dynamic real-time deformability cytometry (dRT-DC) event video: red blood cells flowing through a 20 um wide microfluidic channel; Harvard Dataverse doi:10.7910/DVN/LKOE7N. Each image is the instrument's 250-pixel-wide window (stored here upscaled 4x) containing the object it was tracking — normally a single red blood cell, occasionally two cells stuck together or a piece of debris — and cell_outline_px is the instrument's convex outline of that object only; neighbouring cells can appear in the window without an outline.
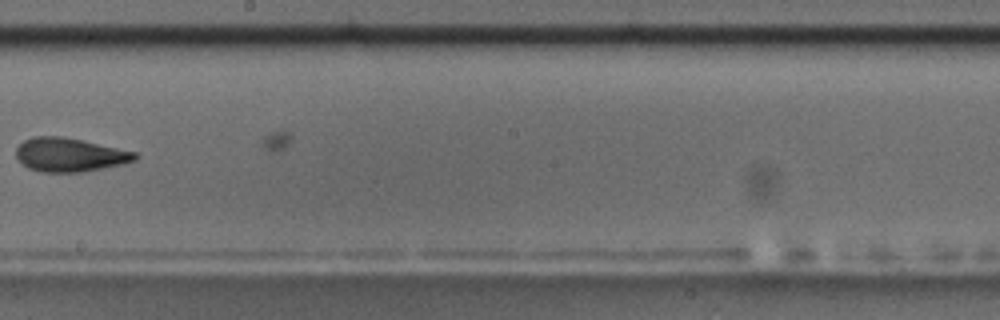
{"species": "common noctule bat (a hibernating species)", "species_latin": "Nyctalus noctula", "temperature_condition": "room temperature", "stored_images_in_passage": 12, "camera_frame_rate_fps": 3000, "um_per_image_px": 0.085, "animal": {"sex": "male", "body_mass_g": 17.5, "forearm_length_mm": 52.3}, "frame": {"image": 1, "passage_image": 10, "time_ms": 11.0, "image_size_px": [1000, 320], "cell_outline_px": [[140, 156], [136, 160], [124, 164], [80, 172], [40, 172], [28, 168], [16, 156], [16, 148], [24, 140], [32, 136], [60, 136], [80, 140], [136, 152]], "centroid_in_image_um": [5.92, 13.16], "position_along_channel_um": 242.3, "area_um2": 23.24}}